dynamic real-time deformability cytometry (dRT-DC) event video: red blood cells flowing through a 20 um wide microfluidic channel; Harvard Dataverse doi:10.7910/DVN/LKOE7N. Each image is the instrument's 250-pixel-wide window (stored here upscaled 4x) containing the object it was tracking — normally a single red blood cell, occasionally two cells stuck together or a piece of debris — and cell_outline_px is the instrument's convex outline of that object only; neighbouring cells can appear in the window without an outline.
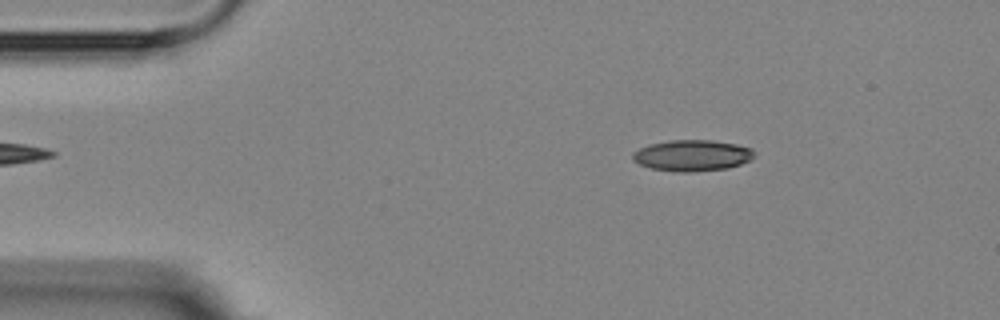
{"species": "Egyptian fruit bat (a non-hibernating species)", "species_latin": "Rousettus aegyptiacus", "temperature_condition": "room temperature", "stored_images_in_passage": 4, "camera_frame_rate_fps": 3000, "um_per_image_px": 0.085, "animal": {"sex": "female"}, "frame": {"image": 1, "passage_image": 2, "time_ms": 1.333, "image_size_px": [1000, 320], "cell_outline_px": [[756, 152], [748, 160], [740, 164], [728, 168], [688, 172], [676, 172], [652, 168], [640, 164], [632, 160], [632, 152], [648, 144], [668, 140], [712, 140], [736, 144], [752, 148]], "centroid_in_image_um": [58.81, 13.2], "position_along_channel_um": 26.2, "area_um2": 22.08}}
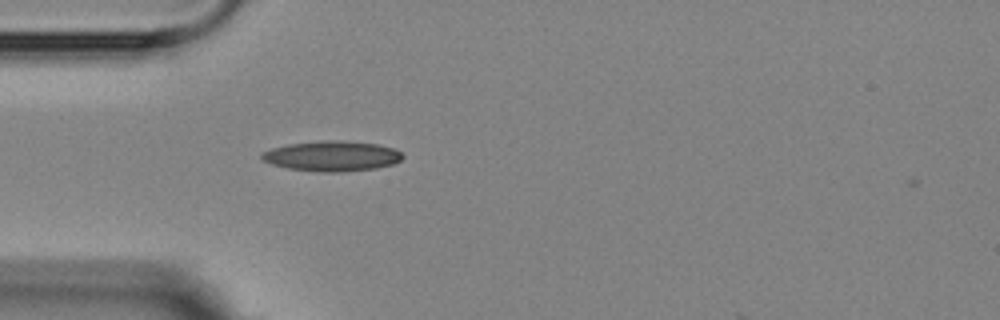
{"frame": {"image": 2, "passage_image": 4, "time_ms": 3.667, "image_size_px": [1000, 320], "cell_outline_px": [[404, 156], [400, 160], [392, 164], [376, 168], [340, 172], [320, 172], [288, 168], [272, 164], [260, 160], [260, 152], [272, 148], [288, 144], [320, 140], [340, 140], [376, 144], [392, 148], [400, 152]], "centroid_in_image_um": [28.16, 13.26], "position_along_channel_um": 56.8, "area_um2": 24.85}}